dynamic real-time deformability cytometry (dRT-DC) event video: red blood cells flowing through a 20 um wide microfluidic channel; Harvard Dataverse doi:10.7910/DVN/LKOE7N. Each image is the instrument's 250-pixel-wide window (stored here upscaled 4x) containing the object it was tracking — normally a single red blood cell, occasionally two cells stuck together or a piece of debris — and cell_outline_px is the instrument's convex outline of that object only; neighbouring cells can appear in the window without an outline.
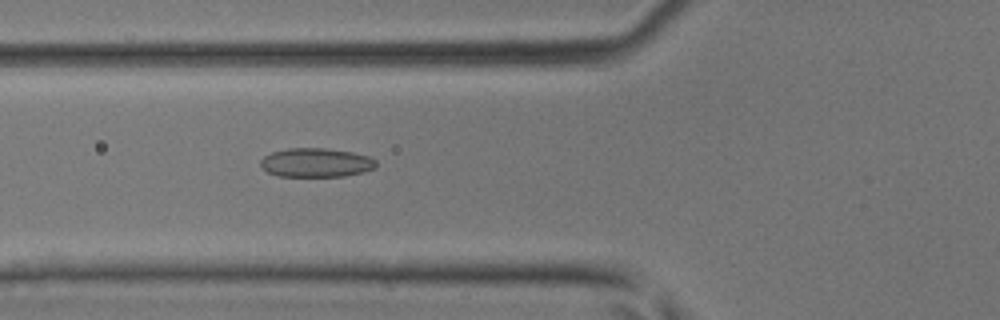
{"species": "common noctule bat (a hibernating species)", "species_latin": "Nyctalus noctula", "temperature_condition": "room temperature", "stored_images_in_passage": 33, "camera_frame_rate_fps": 3000, "um_per_image_px": 0.085, "animal": {"sex": "male", "body_mass_g": 17.9, "forearm_length_mm": 54.2}, "frame": {"image": 1, "passage_image": 6, "time_ms": 1.667, "image_size_px": [1000, 320], "cell_outline_px": [[376, 168], [364, 172], [344, 176], [276, 176], [268, 172], [260, 164], [260, 160], [264, 156], [272, 152], [288, 148], [324, 148], [352, 152], [368, 156], [376, 160]], "centroid_in_image_um": [26.87, 13.82], "position_along_channel_um": 98.9, "area_um2": 19.54}}
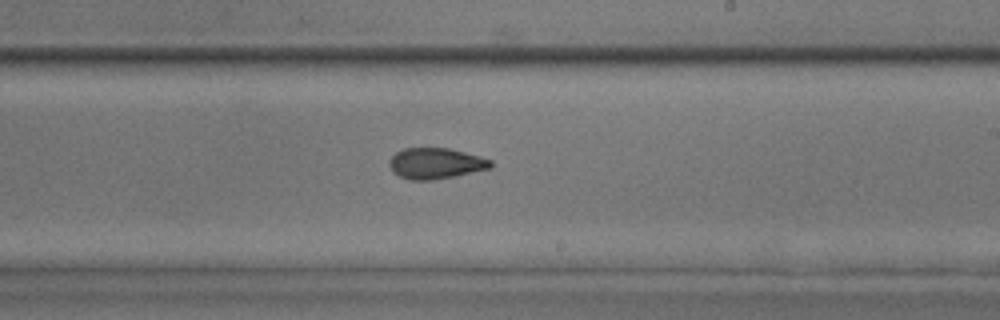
{"frame": {"image": 2, "passage_image": 16, "time_ms": 5.0, "image_size_px": [1000, 320], "cell_outline_px": [[492, 168], [456, 176], [432, 180], [412, 180], [400, 176], [392, 172], [388, 164], [388, 160], [396, 152], [404, 148], [448, 148], [480, 156], [492, 160]], "centroid_in_image_um": [37.03, 13.89], "position_along_channel_um": 252.0, "area_um2": 18.38}}
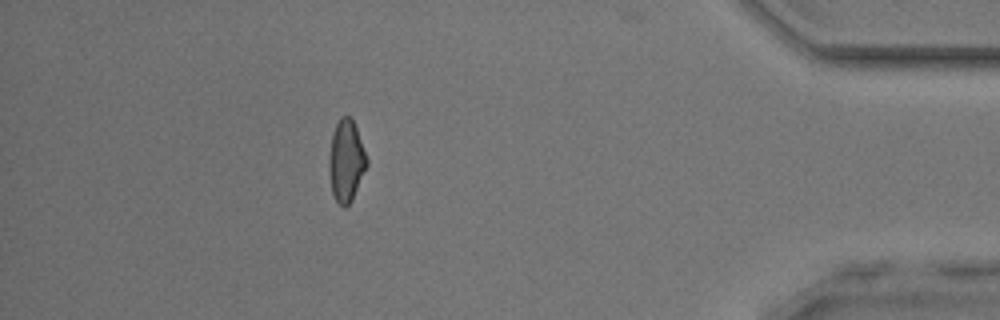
{"frame": {"image": 3, "passage_image": 29, "time_ms": 9.333, "image_size_px": [1000, 320], "cell_outline_px": [[368, 164], [352, 200], [344, 208], [336, 200], [332, 192], [328, 168], [328, 160], [332, 132], [340, 116], [352, 116], [368, 160]], "centroid_in_image_um": [29.41, 13.64], "position_along_channel_um": 405.8, "area_um2": 18.09}}